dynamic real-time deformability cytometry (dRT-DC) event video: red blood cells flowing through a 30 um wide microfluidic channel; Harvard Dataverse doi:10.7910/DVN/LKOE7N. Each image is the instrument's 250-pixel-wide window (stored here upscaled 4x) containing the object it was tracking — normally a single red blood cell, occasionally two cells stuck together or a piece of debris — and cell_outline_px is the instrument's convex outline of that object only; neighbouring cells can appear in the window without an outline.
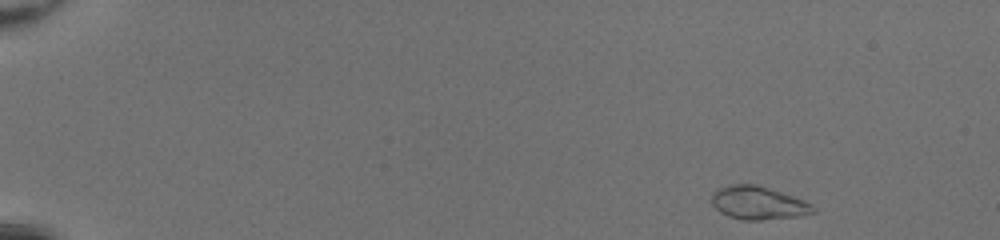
{"species": "common noctule bat (a hibernating species)", "species_latin": "Nyctalus noctula", "temperature_condition": "room temperature", "stored_images_in_passage": 45, "camera_frame_rate_fps": 3000, "um_per_image_px": 0.085, "animal": {"sex": "female", "body_mass_g": 20.0, "forearm_length_mm": 54.0}, "frame": {"image": 1, "passage_image": 1, "time_ms": 0.0, "image_size_px": [1000, 240], "cell_outline_px": [[816, 212], [800, 216], [760, 220], [744, 220], [728, 216], [720, 212], [712, 204], [712, 192], [728, 184], [756, 184], [804, 200], [812, 204], [816, 208]], "centroid_in_image_um": [64.45, 17.25], "position_along_channel_um": 20.5, "area_um2": 19.59}}
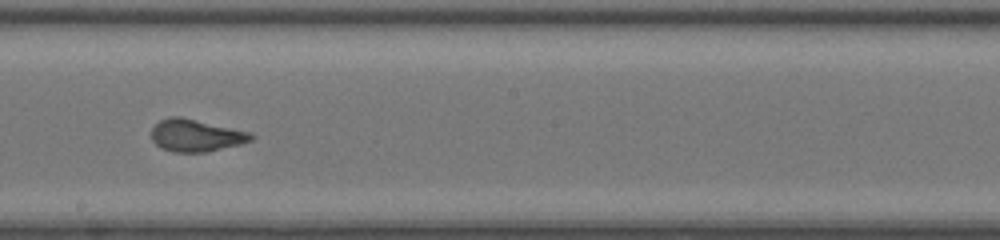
{"frame": {"image": 2, "passage_image": 26, "time_ms": 8.333, "image_size_px": [1000, 240], "cell_outline_px": [[256, 136], [252, 140], [240, 144], [204, 152], [172, 152], [160, 148], [152, 140], [152, 128], [160, 120], [168, 116], [180, 116], [252, 132]], "centroid_in_image_um": [16.66, 11.5], "position_along_channel_um": 231.5, "area_um2": 18.84}}
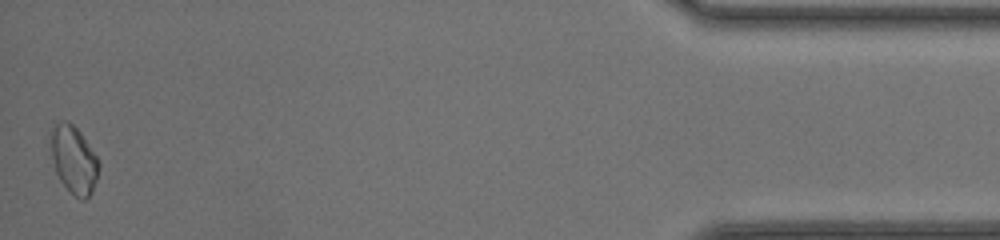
{"frame": {"image": 3, "passage_image": 45, "time_ms": 14.667, "image_size_px": [1000, 240], "cell_outline_px": [[100, 164], [96, 180], [92, 192], [84, 200], [80, 200], [60, 180], [56, 172], [52, 156], [52, 132], [56, 124], [60, 120], [68, 120], [80, 132], [100, 160]], "centroid_in_image_um": [6.31, 13.57], "position_along_channel_um": 428.9, "area_um2": 18.55}, "authors_computed_cell_mechanics": {"area_um2": 18.5538, "velocity_mm_per_s": 4.2872, "shape_relaxation_time_tau1_ms": 3.5876, "shape_relaxation_time_tau2_ms": null, "deformation_change_tau1": 0.1599, "deformation_change_tau2": null}}